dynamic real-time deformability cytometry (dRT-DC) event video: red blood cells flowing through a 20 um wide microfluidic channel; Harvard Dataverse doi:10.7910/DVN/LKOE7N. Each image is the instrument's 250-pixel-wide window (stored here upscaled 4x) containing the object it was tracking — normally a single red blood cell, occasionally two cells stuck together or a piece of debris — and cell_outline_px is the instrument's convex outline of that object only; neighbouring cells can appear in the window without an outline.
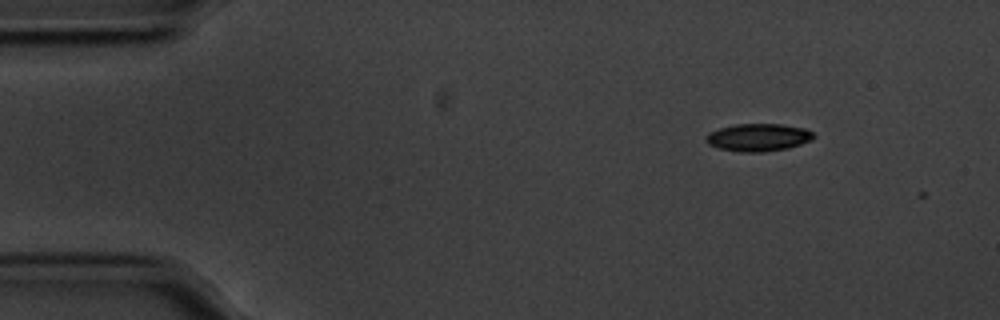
{"species": "common noctule bat (a hibernating species)", "species_latin": "Nyctalus noctula", "temperature_condition": "cold", "stored_images_in_passage": 4, "camera_frame_rate_fps": 3000, "um_per_image_px": 0.085, "animal": {"sex": "male", "body_mass_g": 20.1, "forearm_length_mm": 53.5}, "frame": {"image": 1, "passage_image": 2, "time_ms": 0.333, "image_size_px": [1000, 320], "cell_outline_px": [[816, 136], [812, 140], [788, 148], [764, 152], [740, 152], [720, 148], [708, 144], [704, 140], [708, 132], [720, 128], [736, 124], [784, 124], [804, 128], [812, 132]], "centroid_in_image_um": [64.46, 11.68], "position_along_channel_um": 20.5, "area_um2": 17.4}}